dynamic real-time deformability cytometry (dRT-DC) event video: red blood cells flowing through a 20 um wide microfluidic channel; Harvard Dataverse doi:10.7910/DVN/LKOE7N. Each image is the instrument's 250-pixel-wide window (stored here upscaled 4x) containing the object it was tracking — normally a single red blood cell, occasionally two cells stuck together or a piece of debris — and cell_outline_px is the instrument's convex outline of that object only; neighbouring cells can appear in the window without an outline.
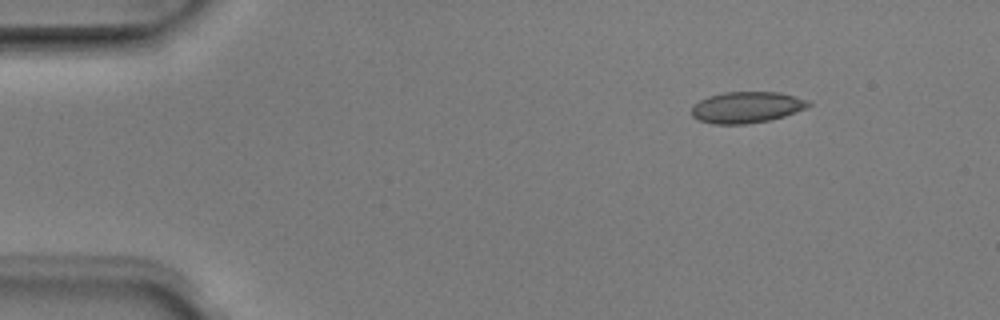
{"species": "Egyptian fruit bat (a non-hibernating species)", "species_latin": "Rousettus aegyptiacus", "temperature_condition": "room temperature", "stored_images_in_passage": 3, "camera_frame_rate_fps": 3000, "um_per_image_px": 0.085, "animal": {"sex": "male"}, "frame": {"image": 1, "passage_image": 1, "time_ms": 0.0, "image_size_px": [1000, 320], "cell_outline_px": [[812, 104], [804, 108], [784, 116], [768, 120], [744, 124], [716, 124], [700, 120], [692, 116], [692, 104], [708, 96], [724, 92], [780, 92], [808, 100]], "centroid_in_image_um": [63.44, 9.11], "position_along_channel_um": 21.6, "area_um2": 21.1}}